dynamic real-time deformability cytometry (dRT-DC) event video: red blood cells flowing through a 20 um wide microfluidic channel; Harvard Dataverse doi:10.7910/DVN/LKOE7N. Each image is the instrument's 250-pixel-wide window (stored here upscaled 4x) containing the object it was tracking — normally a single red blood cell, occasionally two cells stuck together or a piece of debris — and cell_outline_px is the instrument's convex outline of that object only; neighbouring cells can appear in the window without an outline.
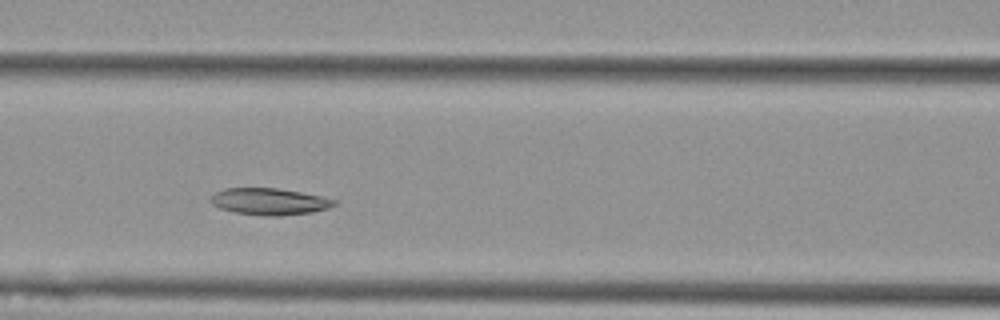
{"species": "Egyptian fruit bat (a non-hibernating species)", "species_latin": "Rousettus aegyptiacus", "temperature_condition": "cold", "stored_images_in_passage": 12, "camera_frame_rate_fps": 3000, "um_per_image_px": 0.085, "animal": {"sex": "female"}, "frame": {"image": 1, "passage_image": 4, "time_ms": 1.0, "image_size_px": [1000, 320], "cell_outline_px": [[340, 204], [328, 208], [312, 212], [276, 216], [264, 216], [236, 212], [220, 208], [212, 204], [208, 200], [216, 192], [224, 188], [276, 188], [300, 192], [320, 196], [336, 200]], "centroid_in_image_um": [22.91, 17.13], "position_along_channel_um": 143.7, "area_um2": 19.19}}
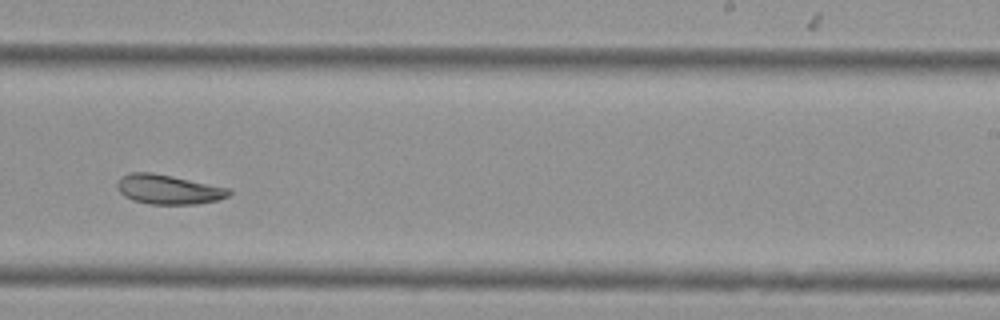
{"frame": {"image": 2, "passage_image": 7, "time_ms": 2.0, "image_size_px": [1000, 320], "cell_outline_px": [[232, 192], [228, 196], [216, 200], [196, 204], [148, 204], [132, 200], [124, 196], [116, 188], [116, 184], [124, 176], [132, 172], [152, 172], [172, 176], [228, 188]], "centroid_in_image_um": [14.28, 16.11], "position_along_channel_um": 274.7, "area_um2": 19.02}}
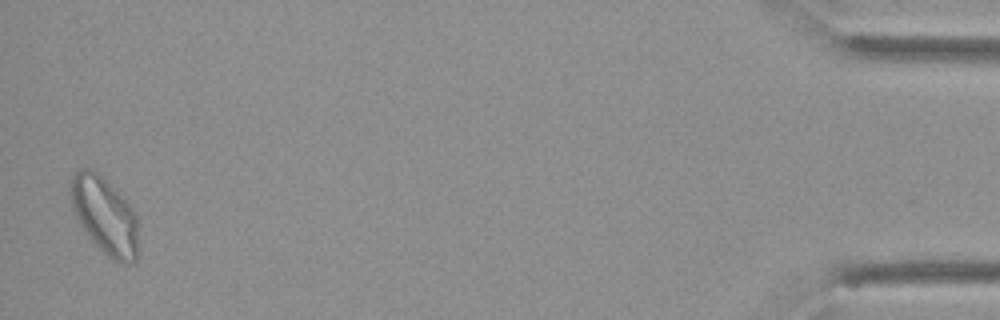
{"frame": {"image": 3, "passage_image": 12, "time_ms": 3.667, "image_size_px": [1000, 320], "cell_outline_px": [[140, 256], [136, 260], [128, 264], [120, 264], [108, 256], [92, 240], [80, 224], [76, 216], [68, 192], [68, 184], [72, 176], [76, 172], [84, 168], [92, 168], [120, 192], [136, 212], [140, 248]], "centroid_in_image_um": [8.95, 18.33], "position_along_channel_um": 426.3, "area_um2": 31.15}}